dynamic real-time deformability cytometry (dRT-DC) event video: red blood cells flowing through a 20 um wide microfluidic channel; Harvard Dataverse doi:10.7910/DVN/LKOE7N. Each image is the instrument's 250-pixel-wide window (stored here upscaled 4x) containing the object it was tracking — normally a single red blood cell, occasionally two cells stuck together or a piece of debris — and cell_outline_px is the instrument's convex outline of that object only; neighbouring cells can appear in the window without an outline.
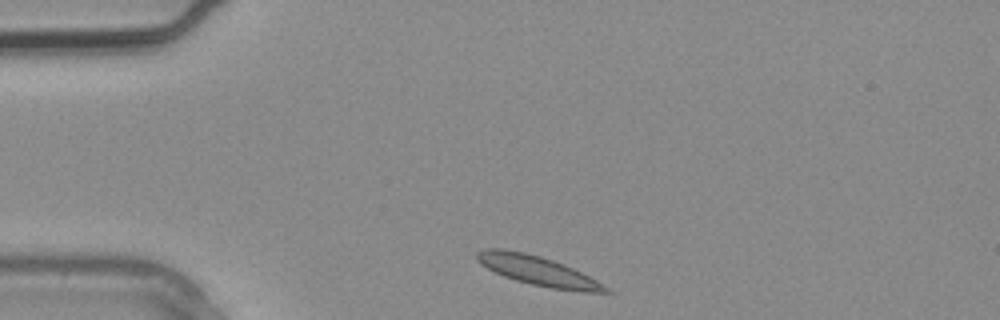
{"species": "common noctule bat (a hibernating species)", "species_latin": "Nyctalus noctula", "temperature_condition": "warm", "stored_images_in_passage": 2, "camera_frame_rate_fps": 3000, "um_per_image_px": 0.085, "animal": {"sex": "male", "body_mass_g": 20.4}, "frame": {"image": 1, "passage_image": 1, "time_ms": 0.0, "image_size_px": [1000, 320], "cell_outline_px": [[612, 292], [584, 292], [552, 288], [532, 284], [516, 280], [504, 276], [480, 264], [476, 260], [476, 252], [484, 248], [504, 248], [524, 252], [540, 256], [564, 264], [596, 280], [608, 288]], "centroid_in_image_um": [45.66, 22.99], "position_along_channel_um": 39.3, "area_um2": 21.79}}